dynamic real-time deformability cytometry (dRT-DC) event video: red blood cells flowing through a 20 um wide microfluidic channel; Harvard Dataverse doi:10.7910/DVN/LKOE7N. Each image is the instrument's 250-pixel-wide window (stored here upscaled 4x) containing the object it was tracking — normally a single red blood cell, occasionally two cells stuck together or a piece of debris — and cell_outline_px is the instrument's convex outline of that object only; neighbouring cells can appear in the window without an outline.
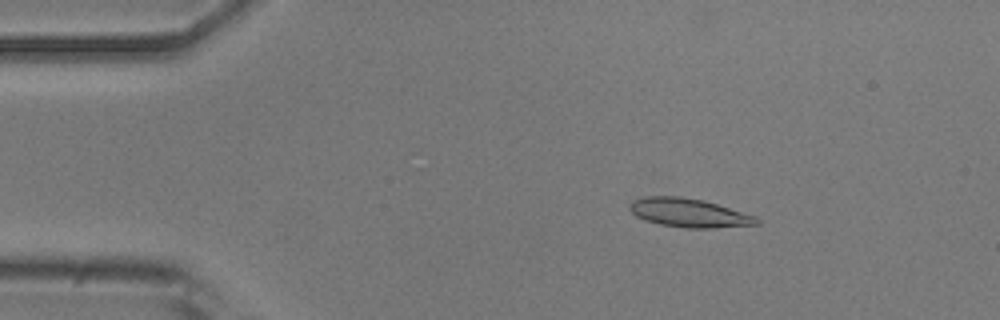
{"species": "common noctule bat (a hibernating species)", "species_latin": "Nyctalus noctula", "temperature_condition": "room temperature", "stored_images_in_passage": 52, "camera_frame_rate_fps": 3000, "um_per_image_px": 0.085, "animal": {"sex": "male", "body_mass_g": 20.5, "forearm_length_mm": 52.5}, "frame": {"image": 1, "passage_image": 8, "time_ms": 2.333, "image_size_px": [1000, 320], "cell_outline_px": [[760, 224], [712, 228], [684, 228], [660, 224], [644, 220], [636, 216], [628, 208], [632, 200], [644, 196], [680, 196], [704, 200], [756, 216], [760, 220]], "centroid_in_image_um": [58.55, 18.09], "position_along_channel_um": 26.5, "area_um2": 21.39}}
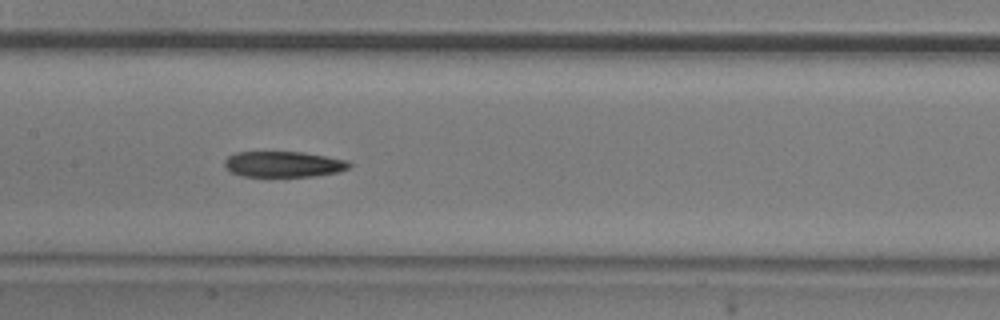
{"frame": {"image": 2, "passage_image": 25, "time_ms": 8.0, "image_size_px": [1000, 320], "cell_outline_px": [[352, 164], [348, 168], [336, 172], [316, 176], [240, 176], [232, 172], [224, 164], [224, 160], [228, 156], [236, 152], [304, 152], [348, 160]], "centroid_in_image_um": [24.11, 13.95], "position_along_channel_um": 183.3, "area_um2": 18.67}}
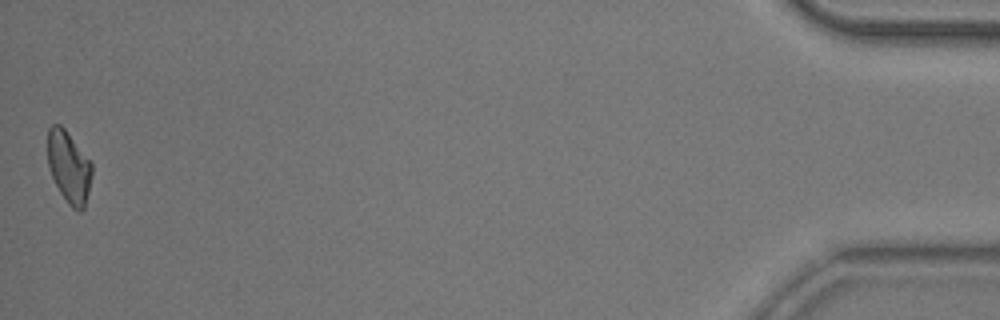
{"frame": {"image": 3, "passage_image": 52, "time_ms": 17.0, "image_size_px": [1000, 320], "cell_outline_px": [[92, 172], [88, 192], [84, 208], [80, 212], [72, 208], [68, 204], [60, 192], [48, 168], [48, 128], [52, 124], [60, 124], [64, 128], [92, 164]], "centroid_in_image_um": [5.84, 14.2], "position_along_channel_um": 429.4, "area_um2": 18.26}, "authors_computed_cell_mechanics": {"area_um2": 19.7387, "velocity_mm_per_s": 3.7986, "shape_relaxation_time_tau1_ms": 8.4284, "shape_relaxation_time_tau2_ms": null, "deformation_change_tau1": 0.1812, "deformation_change_tau2": null}}